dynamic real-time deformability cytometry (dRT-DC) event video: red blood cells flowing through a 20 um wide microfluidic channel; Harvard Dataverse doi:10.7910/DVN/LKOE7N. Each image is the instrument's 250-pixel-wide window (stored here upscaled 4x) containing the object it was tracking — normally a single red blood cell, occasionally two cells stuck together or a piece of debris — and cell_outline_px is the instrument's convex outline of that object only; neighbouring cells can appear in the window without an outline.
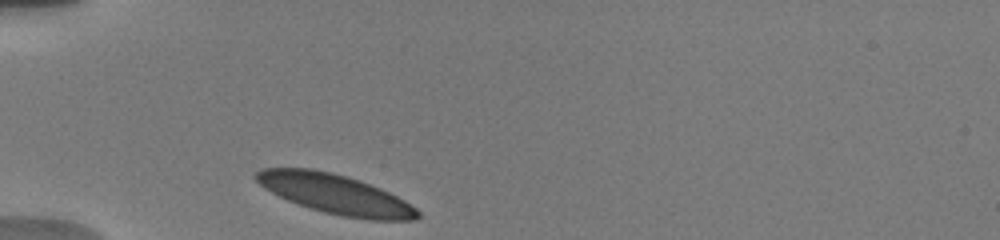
{"species": "human", "species_latin": "Homo sapiens", "temperature_condition": "warm", "stored_images_in_passage": 4, "camera_frame_rate_fps": 3000, "um_per_image_px": 0.085, "donor": {"sex": "male"}, "frame": {"image": 1, "passage_image": 1, "time_ms": 0.0, "image_size_px": [1000, 240], "cell_outline_px": [[420, 216], [416, 220], [368, 220], [344, 216], [324, 212], [288, 200], [264, 188], [252, 176], [256, 172], [264, 168], [312, 168], [332, 172], [360, 180], [380, 188], [404, 200], [416, 208], [420, 212]], "centroid_in_image_um": [28.52, 16.49], "position_along_channel_um": 56.5, "area_um2": 37.05}}